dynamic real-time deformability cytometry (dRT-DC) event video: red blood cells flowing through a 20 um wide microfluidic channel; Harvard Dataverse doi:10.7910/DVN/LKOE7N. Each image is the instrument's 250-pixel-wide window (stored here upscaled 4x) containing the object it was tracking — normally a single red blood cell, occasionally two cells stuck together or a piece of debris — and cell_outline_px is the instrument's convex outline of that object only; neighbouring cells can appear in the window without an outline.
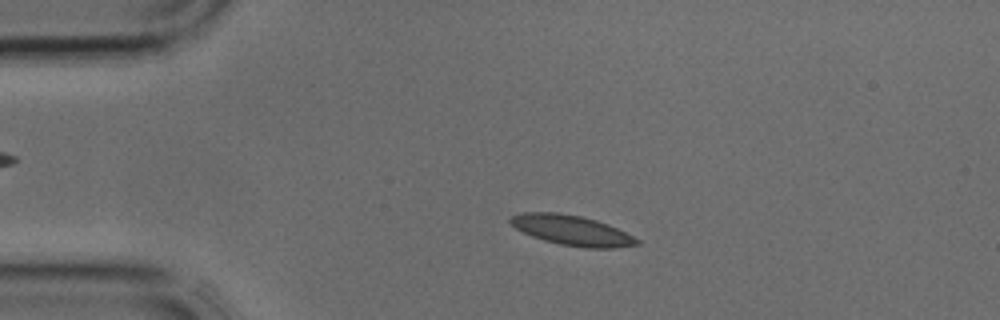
{"species": "common noctule bat (a hibernating species)", "species_latin": "Nyctalus noctula", "temperature_condition": "cold", "stored_images_in_passage": 38, "camera_frame_rate_fps": 3000, "um_per_image_px": 0.085, "animal": {"sex": "male", "body_mass_g": 17.9, "forearm_length_mm": 54.2}, "frame": {"image": 1, "passage_image": 7, "time_ms": 2.0, "image_size_px": [1000, 320], "cell_outline_px": [[640, 244], [612, 248], [584, 248], [560, 244], [544, 240], [532, 236], [516, 228], [508, 220], [512, 216], [524, 212], [556, 212], [580, 216], [596, 220], [608, 224], [640, 240]], "centroid_in_image_um": [48.61, 19.58], "position_along_channel_um": 36.4, "area_um2": 21.91}}
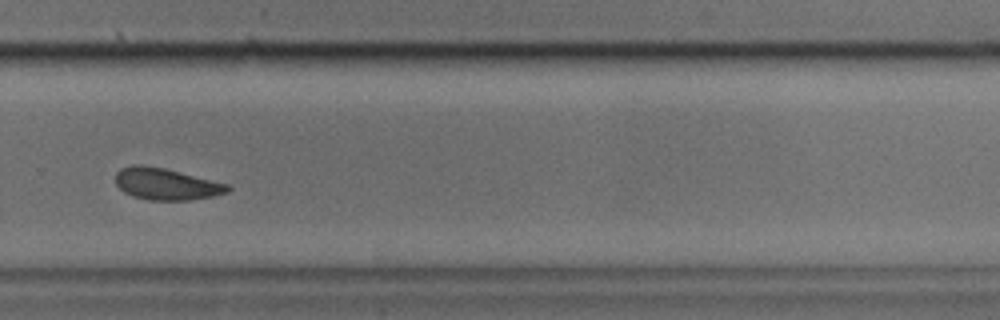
{"frame": {"image": 2, "passage_image": 26, "time_ms": 8.333, "image_size_px": [1000, 320], "cell_outline_px": [[232, 188], [228, 192], [212, 196], [192, 200], [148, 200], [132, 196], [124, 192], [116, 184], [116, 172], [120, 168], [132, 164], [144, 164], [164, 168], [228, 184]], "centroid_in_image_um": [14.1, 15.63], "position_along_channel_um": 315.7, "area_um2": 20.81}}
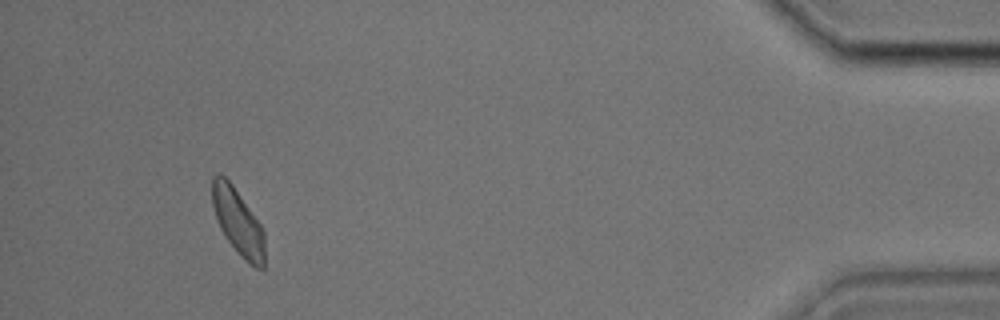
{"frame": {"image": 3, "passage_image": 36, "time_ms": 11.667, "image_size_px": [1000, 320], "cell_outline_px": [[264, 268], [256, 268], [244, 260], [224, 236], [220, 228], [212, 204], [212, 176], [216, 172], [220, 172], [232, 184], [260, 224], [264, 232]], "centroid_in_image_um": [20.21, 18.84], "position_along_channel_um": 415.0, "area_um2": 20.11}}